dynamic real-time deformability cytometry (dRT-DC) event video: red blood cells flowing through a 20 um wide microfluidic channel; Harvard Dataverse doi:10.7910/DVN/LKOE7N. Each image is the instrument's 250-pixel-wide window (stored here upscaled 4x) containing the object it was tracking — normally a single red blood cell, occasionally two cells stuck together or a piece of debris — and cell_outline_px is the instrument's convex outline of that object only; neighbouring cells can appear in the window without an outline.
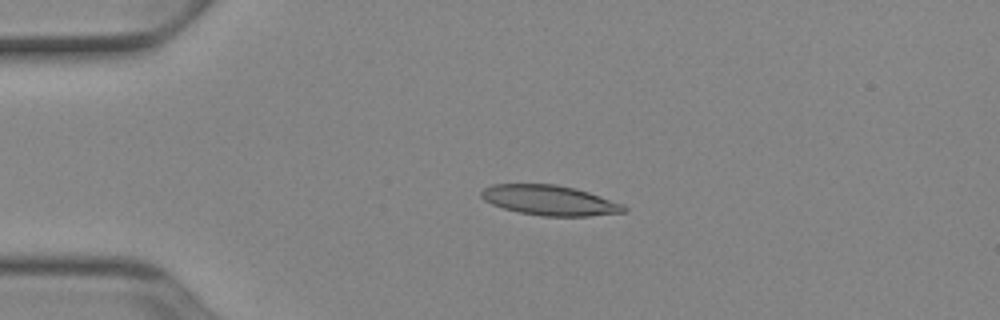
{"species": "Egyptian fruit bat (a non-hibernating species)", "species_latin": "Rousettus aegyptiacus", "temperature_condition": "cold", "stored_images_in_passage": 52, "camera_frame_rate_fps": 3000, "um_per_image_px": 0.085, "animal": {"sex": "female"}, "frame": {"image": 1, "passage_image": 12, "time_ms": 3.667, "image_size_px": [1000, 320], "cell_outline_px": [[628, 208], [624, 212], [588, 216], [540, 216], [520, 212], [504, 208], [492, 204], [484, 200], [480, 196], [480, 192], [484, 188], [492, 184], [556, 184], [576, 188], [624, 204]], "centroid_in_image_um": [46.72, 17.02], "position_along_channel_um": 38.3, "area_um2": 24.97}}
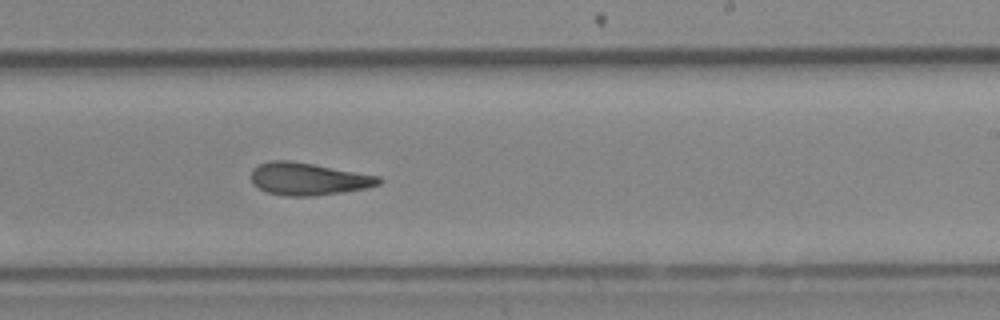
{"frame": {"image": 2, "passage_image": 32, "time_ms": 10.333, "image_size_px": [1000, 320], "cell_outline_px": [[384, 180], [380, 184], [368, 188], [312, 196], [284, 196], [268, 192], [252, 184], [252, 168], [260, 164], [272, 160], [292, 160], [380, 176]], "centroid_in_image_um": [26.23, 15.2], "position_along_channel_um": 262.8, "area_um2": 24.16}}
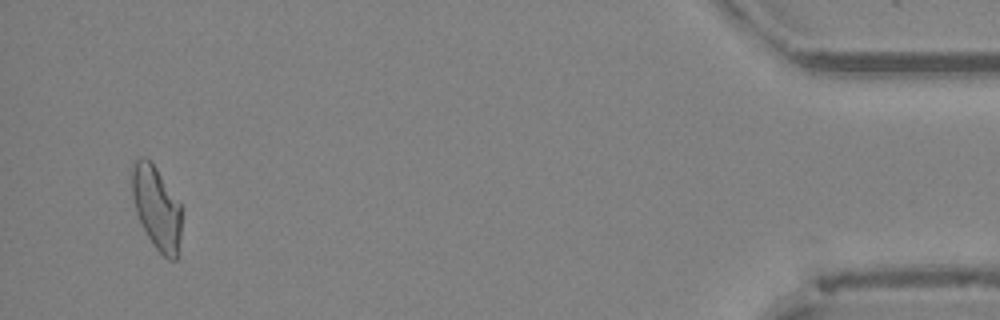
{"frame": {"image": 3, "passage_image": 50, "time_ms": 16.333, "image_size_px": [1000, 320], "cell_outline_px": [[184, 208], [180, 236], [176, 260], [168, 260], [156, 248], [148, 236], [136, 212], [132, 196], [132, 164], [140, 156], [144, 156], [156, 168]], "centroid_in_image_um": [13.34, 17.66], "position_along_channel_um": 421.9, "area_um2": 24.1}, "authors_computed_cell_mechanics": {"area_um2": 24.2471, "velocity_mm_per_s": 3.9172, "shape_relaxation_time_tau1_ms": 10.4227, "shape_relaxation_time_tau2_ms": 4.1837, "deformation_change_tau1": 0.2338, "deformation_change_tau2": 0.1421}}